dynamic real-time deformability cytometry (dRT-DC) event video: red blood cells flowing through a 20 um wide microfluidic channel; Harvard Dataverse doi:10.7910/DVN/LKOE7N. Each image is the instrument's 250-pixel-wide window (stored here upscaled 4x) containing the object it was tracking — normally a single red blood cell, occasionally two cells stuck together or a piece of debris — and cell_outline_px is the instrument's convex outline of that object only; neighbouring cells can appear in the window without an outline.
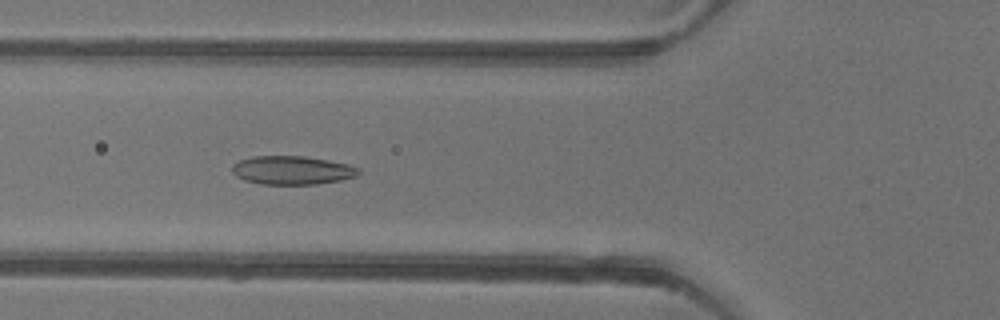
{"species": "common noctule bat (a hibernating species)", "species_latin": "Nyctalus noctula", "temperature_condition": "warm", "stored_images_in_passage": 47, "camera_frame_rate_fps": 3000, "um_per_image_px": 0.085, "animal": {"sex": "female"}, "frame": {"image": 1, "passage_image": 14, "time_ms": 4.333, "image_size_px": [1000, 320], "cell_outline_px": [[360, 172], [356, 176], [340, 180], [316, 184], [260, 184], [244, 180], [236, 176], [232, 172], [232, 164], [240, 160], [252, 156], [304, 156], [328, 160], [348, 164], [360, 168]], "centroid_in_image_um": [24.82, 14.47], "position_along_channel_um": 101.0, "area_um2": 21.1}}
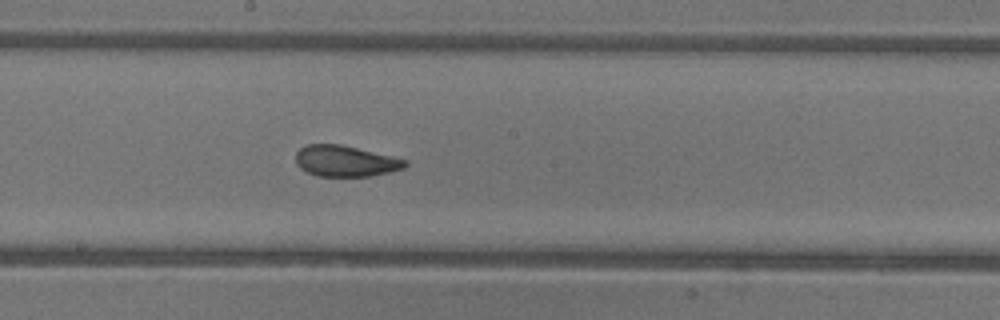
{"frame": {"image": 2, "passage_image": 23, "time_ms": 7.333, "image_size_px": [1000, 320], "cell_outline_px": [[408, 164], [404, 168], [388, 172], [368, 176], [316, 176], [300, 168], [296, 164], [296, 152], [300, 148], [308, 144], [340, 144], [392, 156], [408, 160]], "centroid_in_image_um": [29.35, 13.69], "position_along_channel_um": 218.9, "area_um2": 19.71}}
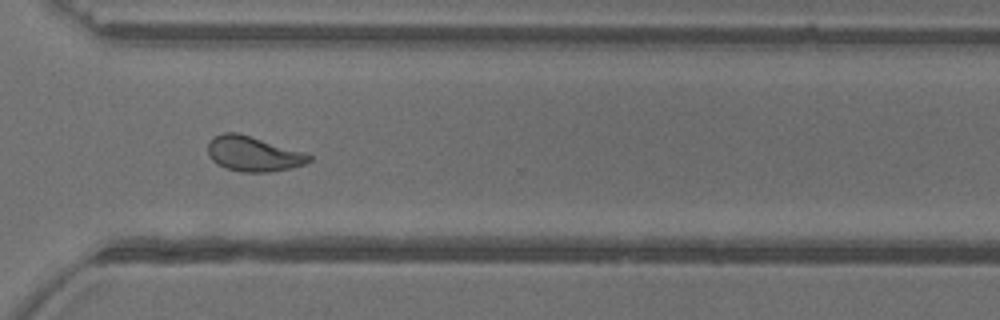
{"frame": {"image": 3, "passage_image": 33, "time_ms": 10.667, "image_size_px": [1000, 320], "cell_outline_px": [[312, 160], [304, 164], [288, 168], [268, 172], [240, 172], [224, 168], [216, 164], [208, 156], [208, 140], [212, 136], [224, 132], [236, 132], [304, 152], [312, 156]], "centroid_in_image_um": [21.46, 13.07], "position_along_channel_um": 349.1, "area_um2": 20.69}, "authors_computed_cell_mechanics": {"area_um2": 21.0392, "velocity_mm_per_s": 3.912, "shape_relaxation_time_tau1_ms": null, "shape_relaxation_time_tau2_ms": 1.522, "deformation_change_tau1": null, "deformation_change_tau2": 0.0859}}